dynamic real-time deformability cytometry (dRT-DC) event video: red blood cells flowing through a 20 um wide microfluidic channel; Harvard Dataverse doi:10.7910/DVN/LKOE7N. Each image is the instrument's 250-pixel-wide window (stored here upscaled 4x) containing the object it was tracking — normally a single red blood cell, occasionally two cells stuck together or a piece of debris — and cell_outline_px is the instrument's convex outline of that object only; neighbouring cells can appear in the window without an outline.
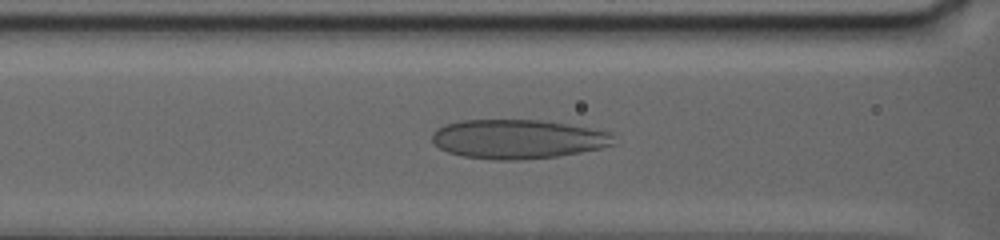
{"species": "human", "species_latin": "Homo sapiens", "temperature_condition": "warm", "stored_images_in_passage": 41, "camera_frame_rate_fps": 3000, "um_per_image_px": 0.085, "donor": {"sex": "female"}, "frame": {"image": 1, "passage_image": 12, "time_ms": 5.667, "image_size_px": [1000, 240], "cell_outline_px": [[616, 144], [604, 148], [556, 156], [520, 160], [492, 160], [464, 156], [448, 152], [440, 148], [432, 140], [432, 132], [436, 128], [444, 124], [460, 120], [540, 120], [568, 124], [592, 128], [612, 132]], "centroid_in_image_um": [44.04, 11.82], "position_along_channel_um": 122.6, "area_um2": 41.79}}
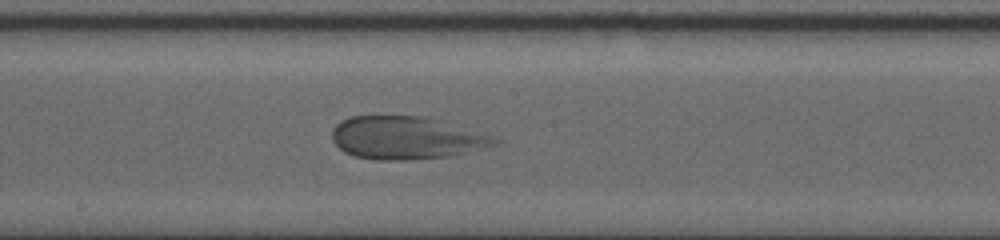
{"frame": {"image": 2, "passage_image": 19, "time_ms": 9.0, "image_size_px": [1000, 240], "cell_outline_px": [[504, 140], [496, 144], [448, 156], [404, 160], [376, 160], [352, 156], [344, 152], [332, 140], [332, 128], [340, 120], [348, 116], [424, 116]], "centroid_in_image_um": [34.43, 11.71], "position_along_channel_um": 213.8, "area_um2": 40.11}}
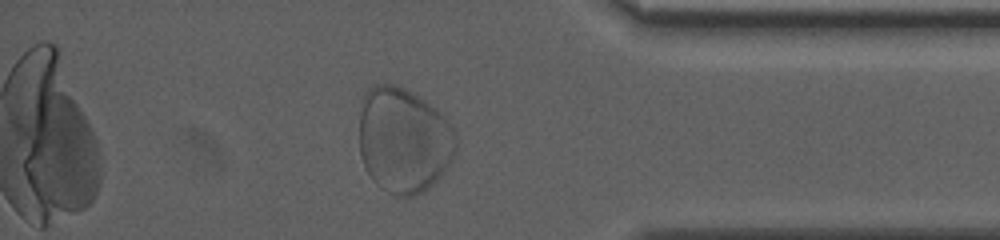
{"frame": {"image": 3, "passage_image": 34, "time_ms": 16.333, "image_size_px": [1000, 240], "cell_outline_px": [[456, 152], [452, 160], [444, 172], [424, 192], [412, 196], [392, 196], [380, 188], [372, 180], [364, 164], [360, 152], [360, 112], [364, 92], [372, 84], [396, 84], [412, 92], [436, 108], [444, 116], [456, 132]], "centroid_in_image_um": [34.31, 11.92], "position_along_channel_um": 400.9, "area_um2": 60.0}}